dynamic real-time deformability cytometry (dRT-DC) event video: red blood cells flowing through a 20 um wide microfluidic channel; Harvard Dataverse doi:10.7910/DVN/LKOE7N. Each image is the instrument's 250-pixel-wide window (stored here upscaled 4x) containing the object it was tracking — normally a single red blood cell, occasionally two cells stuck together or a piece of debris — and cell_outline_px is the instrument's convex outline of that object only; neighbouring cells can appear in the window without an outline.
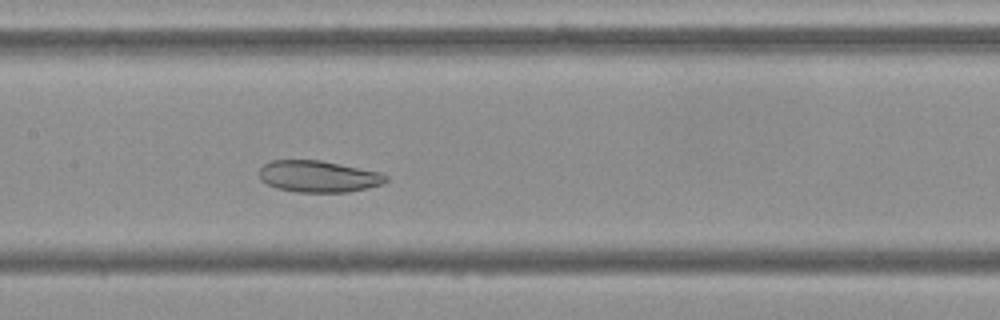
{"species": "Egyptian fruit bat (a non-hibernating species)", "species_latin": "Rousettus aegyptiacus", "temperature_condition": "cold", "stored_images_in_passage": 51, "camera_frame_rate_fps": 3000, "um_per_image_px": 0.085, "frame": {"image": 1, "passage_image": 23, "time_ms": 7.333, "image_size_px": [1000, 320], "cell_outline_px": [[388, 180], [380, 184], [368, 188], [348, 192], [296, 192], [276, 188], [260, 180], [260, 168], [264, 164], [272, 160], [320, 160], [380, 172], [388, 176]], "centroid_in_image_um": [27.06, 15.0], "position_along_channel_um": 180.3, "area_um2": 23.29}}
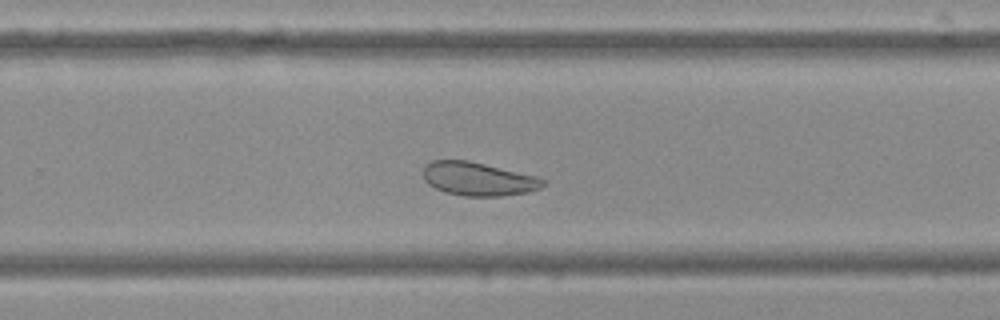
{"frame": {"image": 2, "passage_image": 32, "time_ms": 10.333, "image_size_px": [1000, 320], "cell_outline_px": [[544, 184], [540, 188], [528, 192], [500, 196], [464, 196], [444, 192], [428, 184], [424, 180], [424, 164], [432, 160], [468, 160], [536, 176], [544, 180]], "centroid_in_image_um": [40.61, 15.21], "position_along_channel_um": 289.2, "area_um2": 23.29}}
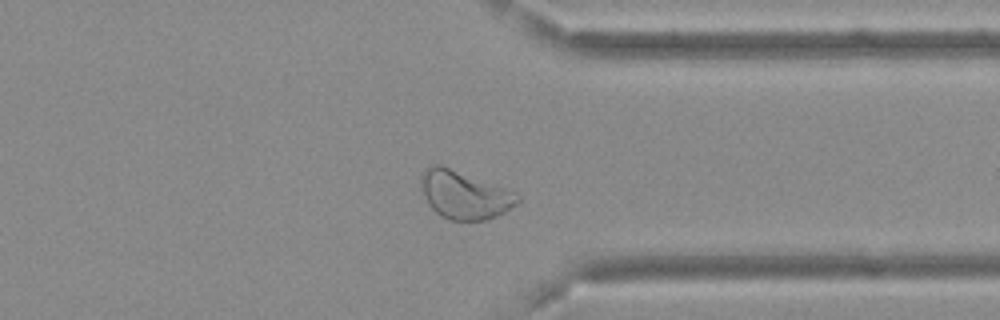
{"frame": {"image": 3, "passage_image": 39, "time_ms": 12.667, "image_size_px": [1000, 320], "cell_outline_px": [[520, 200], [516, 204], [504, 212], [496, 216], [484, 220], [448, 220], [440, 216], [428, 204], [424, 196], [420, 184], [420, 176], [424, 168], [432, 164], [440, 164], [516, 192], [520, 196]], "centroid_in_image_um": [39.44, 16.55], "position_along_channel_um": 372.0, "area_um2": 27.05}, "authors_computed_cell_mechanics": {"area_um2": 28.2064, "velocity_mm_per_s": 3.6317, "shape_relaxation_time_tau1_ms": null, "shape_relaxation_time_tau2_ms": 3.5566, "deformation_change_tau1": null, "deformation_change_tau2": 0.0789}}